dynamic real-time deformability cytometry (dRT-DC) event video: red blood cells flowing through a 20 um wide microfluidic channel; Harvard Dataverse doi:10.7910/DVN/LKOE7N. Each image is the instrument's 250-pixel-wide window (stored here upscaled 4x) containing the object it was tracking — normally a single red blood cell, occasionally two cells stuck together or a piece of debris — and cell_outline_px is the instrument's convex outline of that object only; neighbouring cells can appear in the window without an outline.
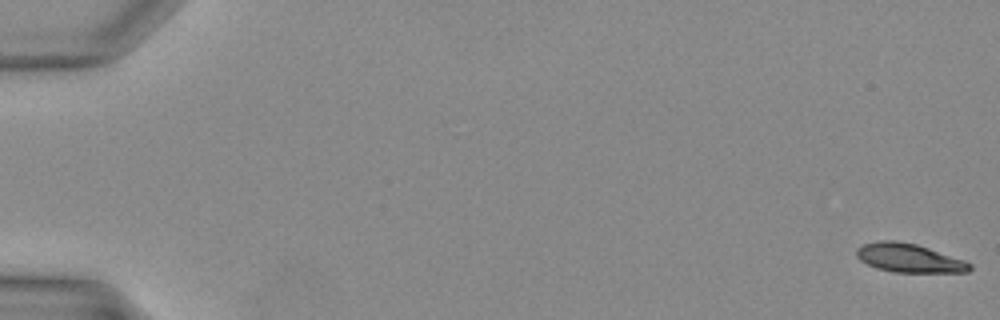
{"species": "Egyptian fruit bat (a non-hibernating species)", "species_latin": "Rousettus aegyptiacus", "temperature_condition": "warm", "stored_images_in_passage": 41, "camera_frame_rate_fps": 3000, "um_per_image_px": 0.085, "animal": {"sex": "female"}, "frame": {"image": 1, "passage_image": 1, "time_ms": 0.0, "image_size_px": [1000, 320], "cell_outline_px": [[972, 268], [968, 272], [892, 272], [876, 268], [860, 260], [856, 256], [856, 248], [864, 244], [880, 240], [896, 240], [916, 244], [964, 260], [972, 264]], "centroid_in_image_um": [77.25, 21.93], "position_along_channel_um": 7.8, "area_um2": 18.9}}
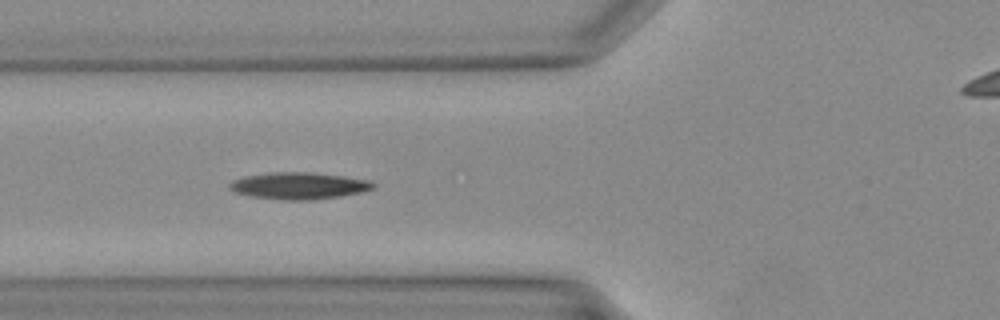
{"frame": {"image": 2, "passage_image": 16, "time_ms": 5.0, "image_size_px": [1000, 320], "cell_outline_px": [[376, 188], [360, 192], [312, 200], [284, 200], [252, 196], [236, 192], [228, 188], [228, 184], [232, 180], [244, 176], [272, 172], [312, 172], [344, 176], [368, 180], [376, 184]], "centroid_in_image_um": [25.39, 15.78], "position_along_channel_um": 100.4, "area_um2": 22.37}}
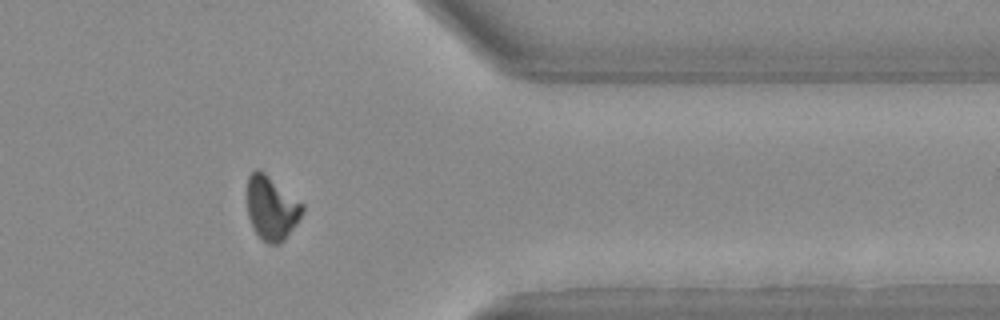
{"frame": {"image": 3, "passage_image": 33, "time_ms": 10.667, "image_size_px": [1000, 320], "cell_outline_px": [[304, 212], [296, 224], [284, 240], [280, 244], [268, 244], [260, 240], [248, 216], [248, 176], [256, 168], [264, 172], [304, 204]], "centroid_in_image_um": [23.09, 17.7], "position_along_channel_um": 388.3, "area_um2": 20.52}}